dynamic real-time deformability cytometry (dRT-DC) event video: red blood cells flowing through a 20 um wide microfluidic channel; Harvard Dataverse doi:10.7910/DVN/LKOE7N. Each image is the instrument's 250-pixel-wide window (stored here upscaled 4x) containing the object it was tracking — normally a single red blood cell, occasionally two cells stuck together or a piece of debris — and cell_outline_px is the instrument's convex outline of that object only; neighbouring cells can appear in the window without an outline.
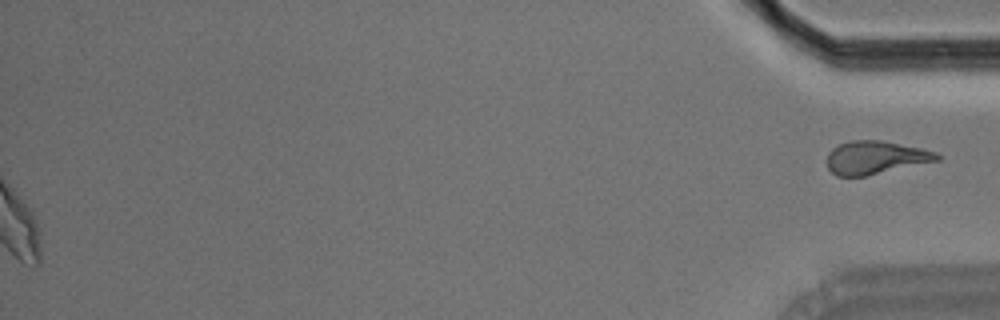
{"species": "Egyptian fruit bat (a non-hibernating species)", "species_latin": "Rousettus aegyptiacus", "temperature_condition": "room temperature", "stored_images_in_passage": 48, "segment_of_instrument_passage": [2, 2], "camera_frame_rate_fps": 3000, "um_per_image_px": 0.085, "animal": {"sex": "male"}, "frame": {"image": 1, "passage_image": 48, "time_ms": 15.667, "image_size_px": [1000, 320], "cell_outline_px": [[940, 160], [864, 176], [836, 176], [828, 168], [828, 152], [832, 148], [848, 140], [880, 140], [920, 148], [936, 152], [940, 156]], "centroid_in_image_um": [74.39, 13.38], "position_along_channel_um": 360.8, "area_um2": 21.04}}